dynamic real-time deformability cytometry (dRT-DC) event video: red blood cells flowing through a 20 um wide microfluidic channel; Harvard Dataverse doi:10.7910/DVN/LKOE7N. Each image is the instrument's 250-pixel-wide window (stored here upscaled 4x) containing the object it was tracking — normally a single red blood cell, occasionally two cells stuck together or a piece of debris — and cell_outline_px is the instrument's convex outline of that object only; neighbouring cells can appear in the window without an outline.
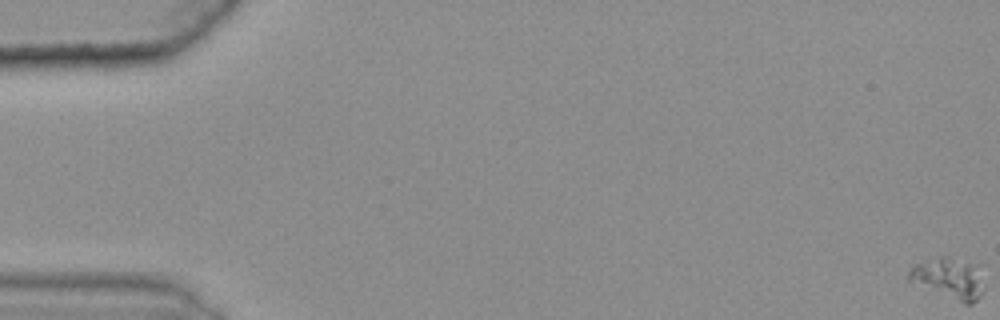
{"species": "common noctule bat (a hibernating species)", "species_latin": "Nyctalus noctula", "temperature_condition": "warm", "stored_images_in_passage": 50, "camera_frame_rate_fps": 3000, "um_per_image_px": 0.085, "animal": {"sex": "female", "body_mass_g": 25.1}, "frame": {"image": 1, "passage_image": 1, "time_ms": 0.0, "image_size_px": [1000, 320], "cell_outline_px": [[984, 288], [980, 296], [972, 304], [964, 304], [908, 280], [908, 272], [916, 264], [940, 256], [944, 256], [972, 264]], "centroid_in_image_um": [80.62, 23.69], "position_along_channel_um": 4.4, "area_um2": 16.99}}
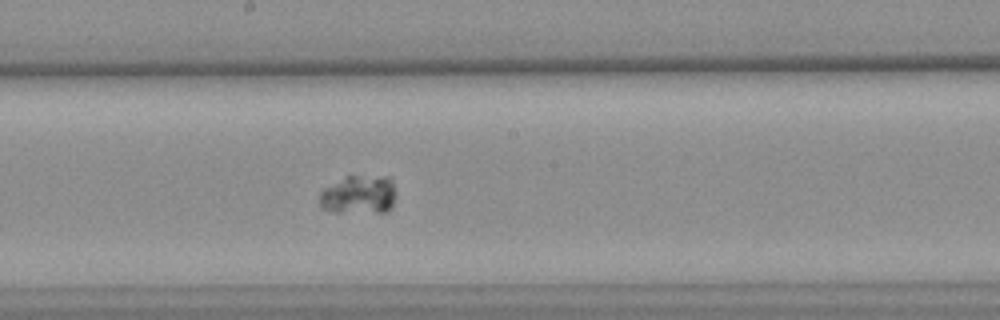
{"frame": {"image": 2, "passage_image": 33, "time_ms": 10.667, "image_size_px": [1000, 320], "cell_outline_px": [[396, 192], [392, 208], [384, 212], [332, 212], [320, 208], [320, 192], [324, 188], [348, 176], [388, 176], [392, 180]], "centroid_in_image_um": [30.52, 16.56], "position_along_channel_um": 217.7, "area_um2": 17.34}}
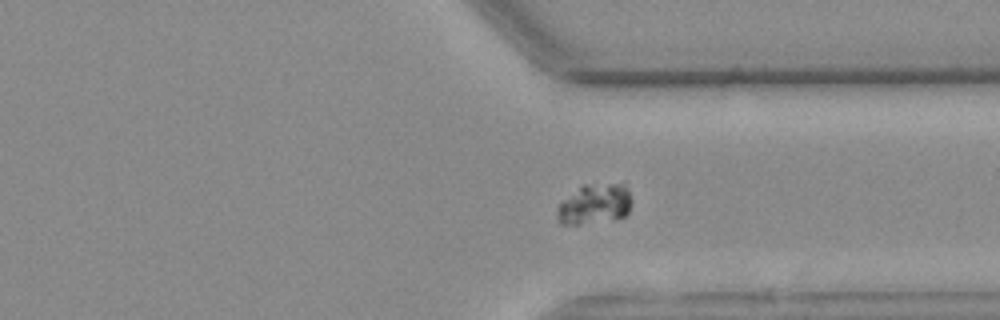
{"frame": {"image": 3, "passage_image": 45, "time_ms": 14.667, "image_size_px": [1000, 320], "cell_outline_px": [[628, 212], [624, 216], [576, 224], [560, 224], [556, 216], [556, 208], [564, 200], [584, 184], [624, 184], [628, 192]], "centroid_in_image_um": [50.47, 17.34], "position_along_channel_um": 360.9, "area_um2": 16.59}}